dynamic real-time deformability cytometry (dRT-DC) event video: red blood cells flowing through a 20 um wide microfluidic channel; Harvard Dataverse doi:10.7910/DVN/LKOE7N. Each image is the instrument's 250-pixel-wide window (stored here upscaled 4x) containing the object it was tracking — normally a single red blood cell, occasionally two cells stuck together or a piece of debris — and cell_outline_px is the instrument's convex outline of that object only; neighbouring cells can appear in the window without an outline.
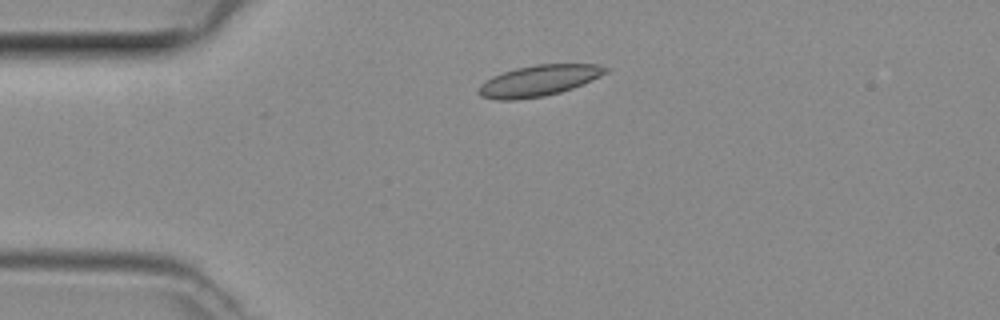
{"species": "common noctule bat (a hibernating species)", "species_latin": "Nyctalus noctula", "temperature_condition": "room temperature", "stored_images_in_passage": 38, "camera_frame_rate_fps": 3000, "um_per_image_px": 0.085, "animal": {"sex": "female", "body_mass_g": 29.2, "forearm_length_mm": 56.3}, "frame": {"image": 1, "passage_image": 1, "time_ms": 0.0, "image_size_px": [1000, 320], "cell_outline_px": [[608, 72], [600, 76], [572, 88], [560, 92], [544, 96], [516, 100], [496, 100], [480, 96], [476, 92], [476, 88], [480, 84], [492, 76], [516, 68], [536, 64], [596, 64], [608, 68]], "centroid_in_image_um": [45.73, 6.86], "position_along_channel_um": 39.3, "area_um2": 22.95}}
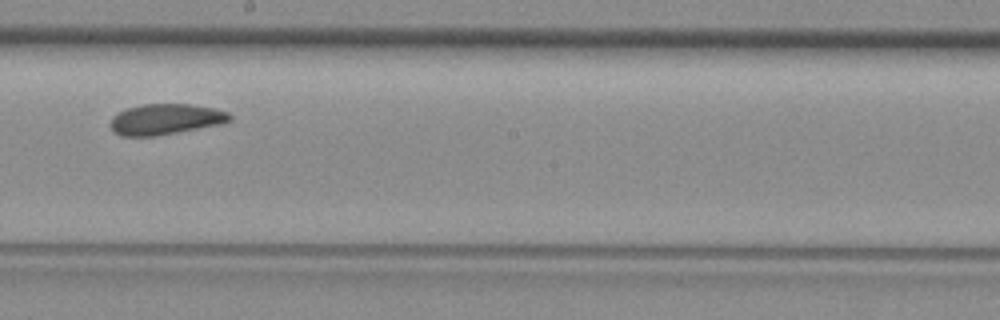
{"frame": {"image": 2, "passage_image": 17, "time_ms": 5.333, "image_size_px": [1000, 320], "cell_outline_px": [[232, 120], [224, 124], [156, 136], [120, 136], [108, 124], [112, 116], [128, 108], [140, 104], [192, 104], [212, 108], [228, 112], [232, 116]], "centroid_in_image_um": [14.09, 10.14], "position_along_channel_um": 234.1, "area_um2": 21.56}}
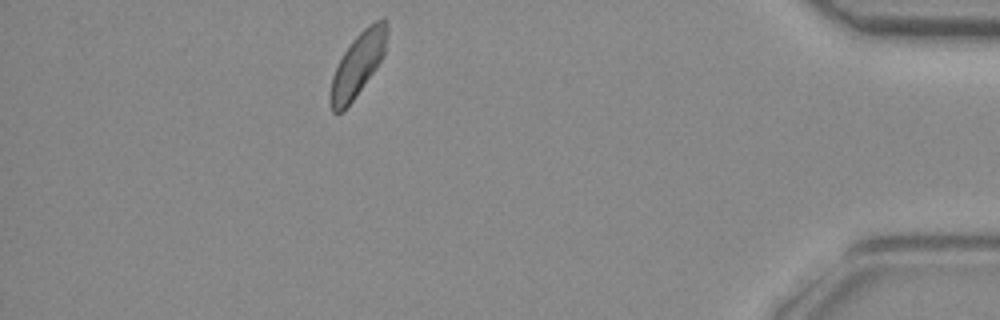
{"frame": {"image": 3, "passage_image": 33, "time_ms": 10.667, "image_size_px": [1000, 320], "cell_outline_px": [[388, 32], [384, 52], [376, 68], [352, 100], [340, 112], [332, 112], [328, 100], [328, 96], [332, 76], [344, 52], [352, 40], [368, 24], [376, 20], [388, 20]], "centroid_in_image_um": [30.4, 5.46], "position_along_channel_um": 404.8, "area_um2": 20.58}}